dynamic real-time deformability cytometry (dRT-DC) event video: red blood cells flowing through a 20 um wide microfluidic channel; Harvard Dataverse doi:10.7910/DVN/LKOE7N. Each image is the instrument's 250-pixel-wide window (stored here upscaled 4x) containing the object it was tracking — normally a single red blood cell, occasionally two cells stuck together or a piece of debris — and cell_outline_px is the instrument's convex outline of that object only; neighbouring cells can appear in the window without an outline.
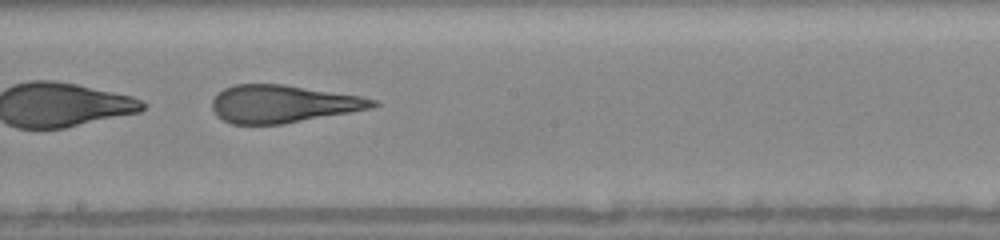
{"species": "human", "species_latin": "Homo sapiens", "temperature_condition": "warm", "stored_images_in_passage": 46, "camera_frame_rate_fps": 3000, "um_per_image_px": 0.085, "donor": {"sex": "female"}, "frame": {"image": 1, "passage_image": 27, "time_ms": 8.667, "image_size_px": [1000, 240], "cell_outline_px": [[380, 104], [368, 108], [348, 112], [284, 124], [232, 124], [216, 116], [212, 108], [212, 100], [224, 88], [236, 84], [284, 84], [360, 96], [376, 100]], "centroid_in_image_um": [24.0, 8.83], "position_along_channel_um": 224.2, "area_um2": 34.91}, "authors_computed_cell_mechanics": {"area_um2": 39.9109, "velocity_mm_per_s": 4.1482, "shape_relaxation_time_tau1_ms": 6.4377, "shape_relaxation_time_tau2_ms": 1.4595, "deformation_change_tau1": 0.2537, "deformation_change_tau2": 0.1325}}